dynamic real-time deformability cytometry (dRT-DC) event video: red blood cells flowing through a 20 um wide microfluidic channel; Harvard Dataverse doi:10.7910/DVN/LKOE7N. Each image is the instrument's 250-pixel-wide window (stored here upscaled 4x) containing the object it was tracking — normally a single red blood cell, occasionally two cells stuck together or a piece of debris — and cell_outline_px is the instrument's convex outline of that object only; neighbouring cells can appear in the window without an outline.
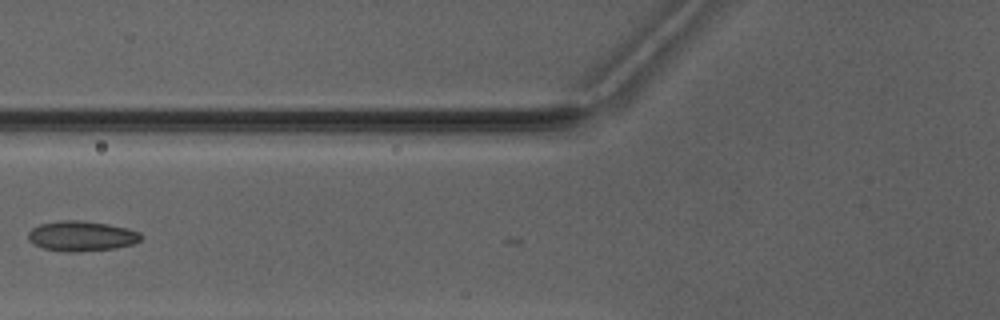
{"species": "Egyptian fruit bat (a non-hibernating species)", "species_latin": "Rousettus aegyptiacus", "temperature_condition": "warm", "stored_images_in_passage": 5, "camera_frame_rate_fps": 3000, "um_per_image_px": 0.085, "animal": {"sex": "male"}, "frame": {"image": 1, "passage_image": 5, "time_ms": 5.667, "image_size_px": [1000, 320], "cell_outline_px": [[140, 240], [132, 244], [116, 248], [80, 252], [68, 252], [44, 248], [28, 240], [28, 232], [32, 228], [40, 224], [64, 220], [76, 220], [108, 224], [140, 232]], "centroid_in_image_um": [6.91, 20.07], "position_along_channel_um": 118.9, "area_um2": 19.54}}